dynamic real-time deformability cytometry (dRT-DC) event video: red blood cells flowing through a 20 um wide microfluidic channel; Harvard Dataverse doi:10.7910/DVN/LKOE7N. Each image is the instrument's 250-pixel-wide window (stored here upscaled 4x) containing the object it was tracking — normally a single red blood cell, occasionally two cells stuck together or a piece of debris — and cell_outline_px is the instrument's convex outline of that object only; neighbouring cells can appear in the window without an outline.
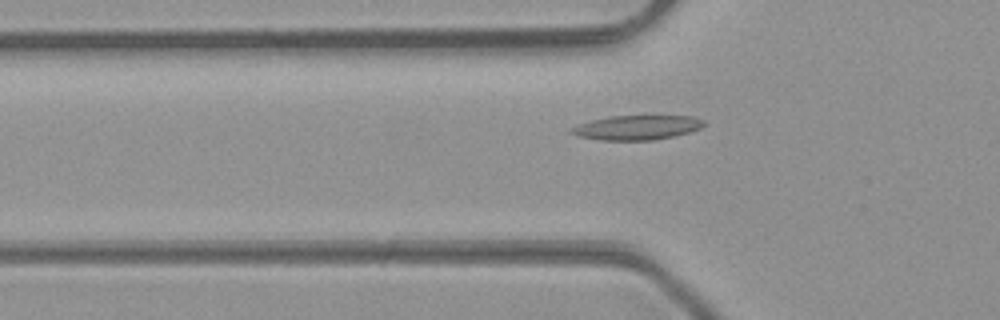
{"species": "common noctule bat (a hibernating species)", "species_latin": "Nyctalus noctula", "temperature_condition": "room temperature", "stored_images_in_passage": 34, "camera_frame_rate_fps": 3000, "um_per_image_px": 0.085, "animal": {"sex": "male", "body_mass_g": 23.1, "forearm_length_mm": 52.7}, "frame": {"image": 1, "passage_image": 2, "time_ms": 0.333, "image_size_px": [1000, 320], "cell_outline_px": [[704, 124], [700, 128], [688, 132], [672, 136], [652, 140], [600, 140], [580, 136], [568, 132], [572, 128], [580, 124], [592, 120], [608, 116], [692, 116], [704, 120]], "centroid_in_image_um": [54.13, 10.83], "position_along_channel_um": 71.7, "area_um2": 18.61}}
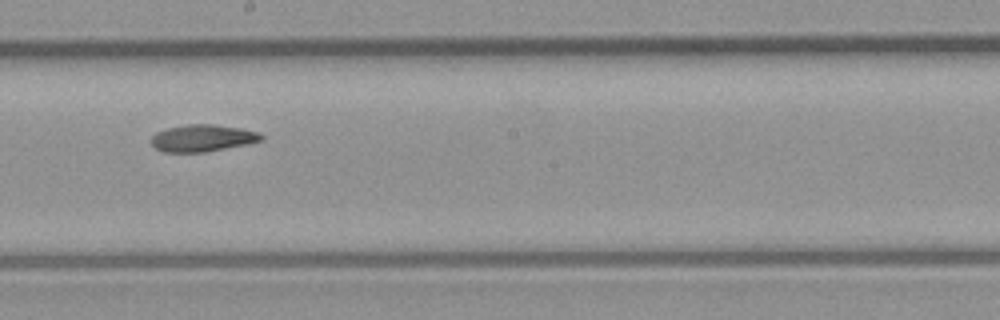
{"frame": {"image": 2, "passage_image": 13, "time_ms": 4.0, "image_size_px": [1000, 320], "cell_outline_px": [[264, 140], [248, 144], [204, 152], [164, 152], [156, 148], [152, 144], [152, 136], [156, 132], [168, 128], [188, 124], [212, 124], [240, 128], [260, 132], [264, 136]], "centroid_in_image_um": [17.26, 11.73], "position_along_channel_um": 230.9, "area_um2": 17.28}}
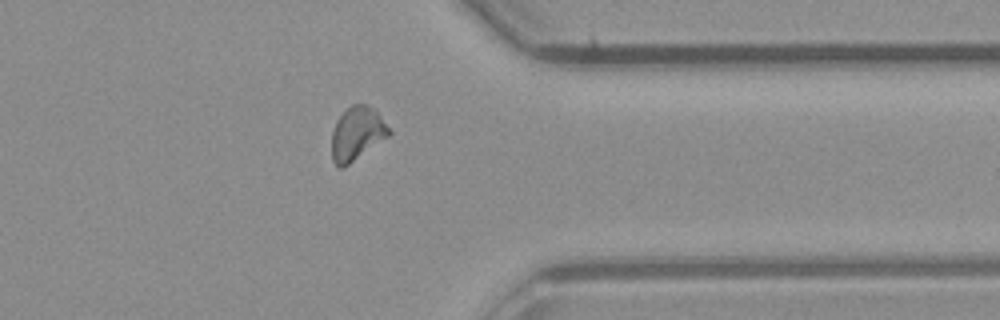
{"frame": {"image": 3, "passage_image": 24, "time_ms": 7.667, "image_size_px": [1000, 320], "cell_outline_px": [[392, 132], [388, 136], [344, 168], [340, 168], [332, 160], [332, 132], [336, 120], [352, 104], [364, 104], [372, 108], [380, 116]], "centroid_in_image_um": [30.32, 11.37], "position_along_channel_um": 381.1, "area_um2": 17.57}, "authors_computed_cell_mechanics": {"area_um2": 17.3111, "velocity_mm_per_s": 4.3115, "shape_relaxation_time_tau1_ms": null, "shape_relaxation_time_tau2_ms": 4.185, "deformation_change_tau1": null, "deformation_change_tau2": 0.1019}}